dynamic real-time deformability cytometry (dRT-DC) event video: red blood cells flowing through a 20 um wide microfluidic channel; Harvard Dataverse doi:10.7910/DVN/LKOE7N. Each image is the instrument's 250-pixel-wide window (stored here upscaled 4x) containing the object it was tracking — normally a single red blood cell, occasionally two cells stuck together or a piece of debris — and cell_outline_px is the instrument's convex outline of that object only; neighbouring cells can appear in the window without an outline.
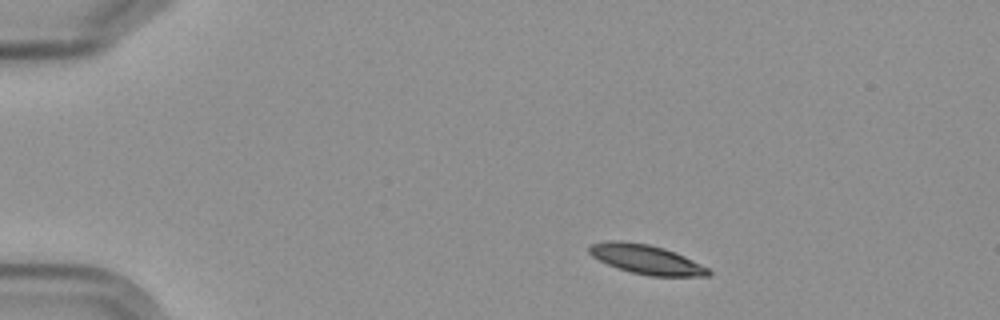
{"species": "Egyptian fruit bat (a non-hibernating species)", "species_latin": "Rousettus aegyptiacus", "temperature_condition": "cold", "stored_images_in_passage": 4, "camera_frame_rate_fps": 3000, "um_per_image_px": 0.085, "frame": {"image": 1, "passage_image": 1, "time_ms": 0.0, "image_size_px": [1000, 320], "cell_outline_px": [[712, 272], [708, 276], [648, 276], [616, 268], [592, 256], [588, 252], [588, 248], [592, 244], [612, 240], [620, 240], [648, 244], [664, 248], [684, 256], [708, 268]], "centroid_in_image_um": [54.92, 22.05], "position_along_channel_um": 30.1, "area_um2": 20.23}}
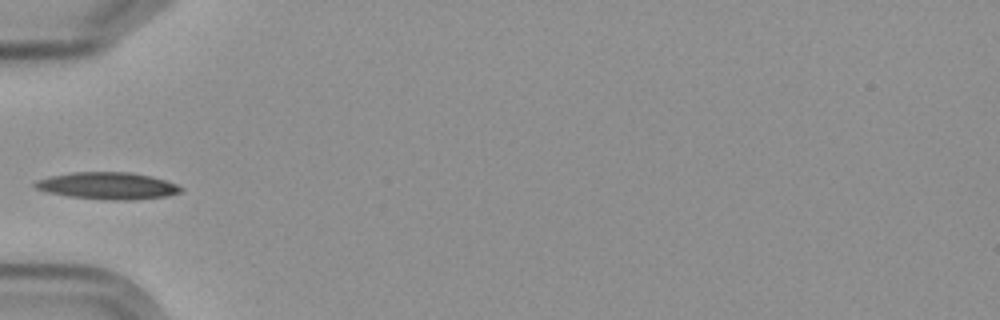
{"frame": {"image": 2, "passage_image": 4, "time_ms": 3.333, "image_size_px": [1000, 320], "cell_outline_px": [[184, 188], [180, 192], [168, 196], [132, 200], [104, 200], [68, 196], [48, 192], [36, 188], [32, 184], [36, 180], [52, 176], [72, 172], [128, 172], [148, 176], [164, 180], [176, 184]], "centroid_in_image_um": [9.14, 15.8], "position_along_channel_um": 75.9, "area_um2": 22.83}}